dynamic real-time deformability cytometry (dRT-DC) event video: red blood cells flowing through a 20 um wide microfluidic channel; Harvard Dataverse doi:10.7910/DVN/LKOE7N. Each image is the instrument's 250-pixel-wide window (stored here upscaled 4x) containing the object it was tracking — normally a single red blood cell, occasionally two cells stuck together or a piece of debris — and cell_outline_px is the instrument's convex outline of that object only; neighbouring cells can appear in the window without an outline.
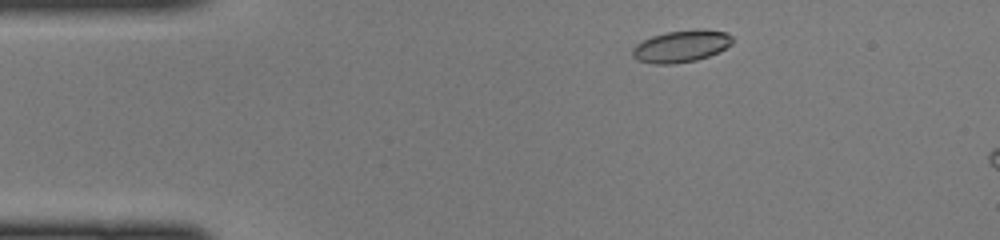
{"species": "common noctule bat (a hibernating species)", "species_latin": "Nyctalus noctula", "temperature_condition": "cold", "stored_images_in_passage": 7, "camera_frame_rate_fps": 3000, "um_per_image_px": 0.085, "animal": {"sex": "female", "body_mass_g": 22.0, "forearm_length_mm": 56.7}, "frame": {"image": 1, "passage_image": 3, "time_ms": 0.667, "image_size_px": [1000, 240], "cell_outline_px": [[732, 44], [708, 56], [696, 60], [676, 64], [652, 64], [636, 60], [632, 56], [632, 48], [636, 44], [652, 36], [668, 32], [696, 28], [704, 28], [728, 32], [732, 36]], "centroid_in_image_um": [57.9, 3.92], "position_along_channel_um": 27.1, "area_um2": 18.84}}